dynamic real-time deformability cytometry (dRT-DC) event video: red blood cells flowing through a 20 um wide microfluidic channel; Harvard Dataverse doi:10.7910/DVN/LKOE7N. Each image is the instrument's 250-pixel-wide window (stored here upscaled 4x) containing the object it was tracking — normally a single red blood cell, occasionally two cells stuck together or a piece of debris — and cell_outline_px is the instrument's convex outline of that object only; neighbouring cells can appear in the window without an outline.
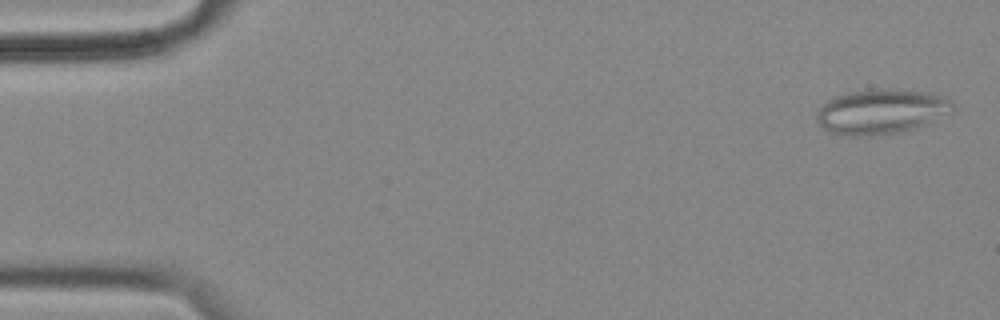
{"species": "common noctule bat (a hibernating species)", "species_latin": "Nyctalus noctula", "temperature_condition": "cold", "stored_images_in_passage": 56, "segment_of_instrument_passage": [1, 2], "camera_frame_rate_fps": 3000, "um_per_image_px": 0.085, "animal": {"sex": "female", "body_mass_g": 18.4}, "frame": {"image": 1, "passage_image": 2, "time_ms": 0.333, "image_size_px": [1000, 320], "cell_outline_px": [[956, 108], [952, 112], [916, 128], [900, 132], [872, 136], [852, 136], [828, 132], [816, 120], [816, 116], [820, 108], [828, 100], [836, 96], [848, 92], [868, 88], [892, 88], [924, 92], [944, 96], [952, 100]], "centroid_in_image_um": [74.93, 9.47], "position_along_channel_um": 10.1, "area_um2": 35.95}}